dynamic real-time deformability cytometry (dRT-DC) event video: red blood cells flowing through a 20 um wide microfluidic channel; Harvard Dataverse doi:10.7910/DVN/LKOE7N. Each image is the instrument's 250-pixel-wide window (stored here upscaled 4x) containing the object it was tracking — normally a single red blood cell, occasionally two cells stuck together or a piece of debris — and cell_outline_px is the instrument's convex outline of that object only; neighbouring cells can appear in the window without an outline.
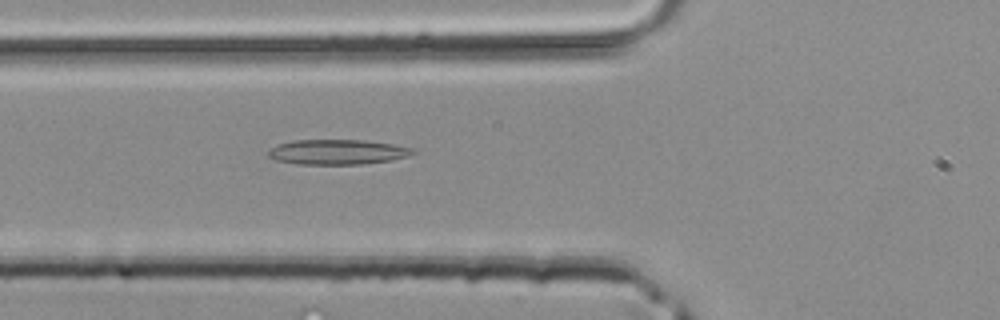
{"species": "common noctule bat (a hibernating species)", "species_latin": "Nyctalus noctula", "temperature_condition": "room temperature", "stored_images_in_passage": 27, "camera_frame_rate_fps": 3000, "um_per_image_px": 0.085, "animal": {"sex": "male", "body_mass_g": 20.4}, "frame": {"image": 1, "passage_image": 5, "time_ms": 1.333, "image_size_px": [1000, 320], "cell_outline_px": [[416, 152], [408, 156], [392, 160], [360, 164], [296, 164], [276, 160], [268, 156], [268, 148], [276, 144], [292, 140], [364, 140], [392, 144], [416, 148]], "centroid_in_image_um": [28.66, 12.91], "position_along_channel_um": 97.1, "area_um2": 21.27}}
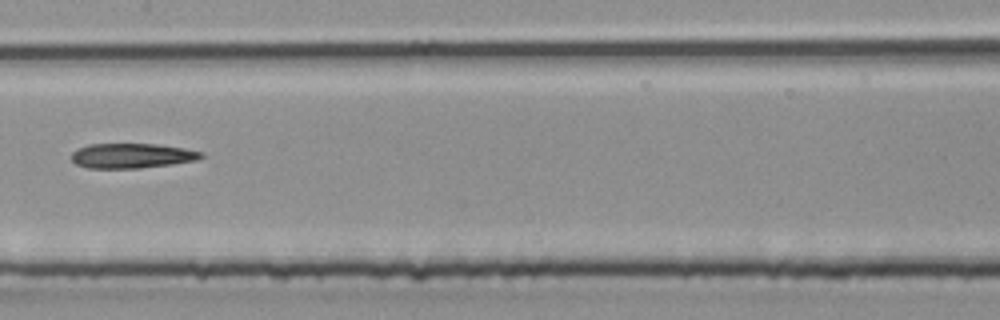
{"frame": {"image": 2, "passage_image": 11, "time_ms": 3.333, "image_size_px": [1000, 320], "cell_outline_px": [[204, 156], [196, 160], [172, 164], [140, 168], [88, 168], [76, 164], [72, 160], [72, 152], [76, 148], [88, 144], [156, 144], [184, 148], [204, 152]], "centroid_in_image_um": [11.2, 13.23], "position_along_channel_um": 196.2, "area_um2": 18.84}}
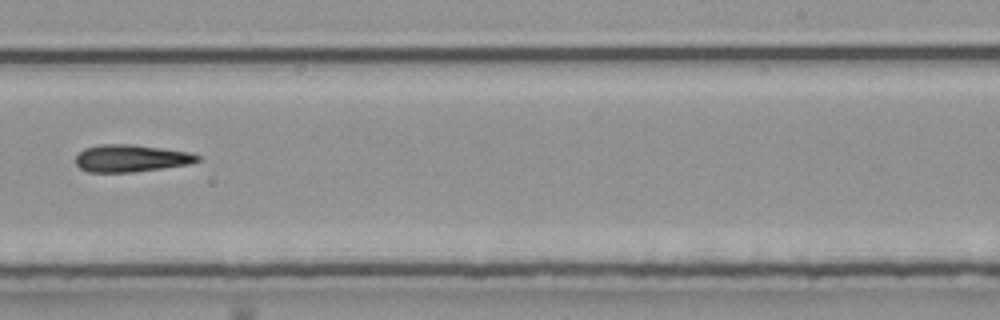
{"frame": {"image": 3, "passage_image": 16, "time_ms": 5.0, "image_size_px": [1000, 320], "cell_outline_px": [[204, 160], [192, 164], [132, 172], [88, 172], [80, 168], [76, 164], [76, 156], [84, 148], [100, 144], [132, 144], [188, 152], [200, 156]], "centroid_in_image_um": [11.16, 13.45], "position_along_channel_um": 277.8, "area_um2": 19.42}}